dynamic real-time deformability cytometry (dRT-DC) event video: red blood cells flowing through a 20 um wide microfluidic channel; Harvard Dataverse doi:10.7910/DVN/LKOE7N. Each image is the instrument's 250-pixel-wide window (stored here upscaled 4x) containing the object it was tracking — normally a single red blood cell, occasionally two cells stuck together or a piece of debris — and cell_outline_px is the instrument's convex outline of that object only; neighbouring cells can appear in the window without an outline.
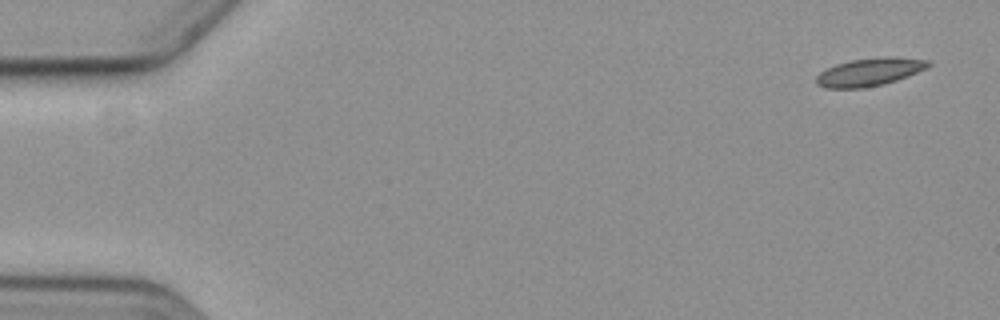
{"species": "common noctule bat (a hibernating species)", "species_latin": "Nyctalus noctula", "temperature_condition": "cold", "stored_images_in_passage": 5, "segment_of_instrument_passage": [1, 2], "camera_frame_rate_fps": 3000, "um_per_image_px": 0.085, "animal": {"sex": "female", "body_mass_g": 19.3, "forearm_length_mm": 54.1}, "frame": {"image": 1, "passage_image": 1, "time_ms": 0.0, "image_size_px": [1000, 320], "cell_outline_px": [[932, 64], [928, 68], [908, 76], [884, 84], [864, 88], [824, 88], [816, 84], [816, 76], [820, 72], [836, 64], [852, 60], [884, 56], [896, 56], [932, 60]], "centroid_in_image_um": [73.97, 6.11], "position_along_channel_um": 11.0, "area_um2": 18.5}}